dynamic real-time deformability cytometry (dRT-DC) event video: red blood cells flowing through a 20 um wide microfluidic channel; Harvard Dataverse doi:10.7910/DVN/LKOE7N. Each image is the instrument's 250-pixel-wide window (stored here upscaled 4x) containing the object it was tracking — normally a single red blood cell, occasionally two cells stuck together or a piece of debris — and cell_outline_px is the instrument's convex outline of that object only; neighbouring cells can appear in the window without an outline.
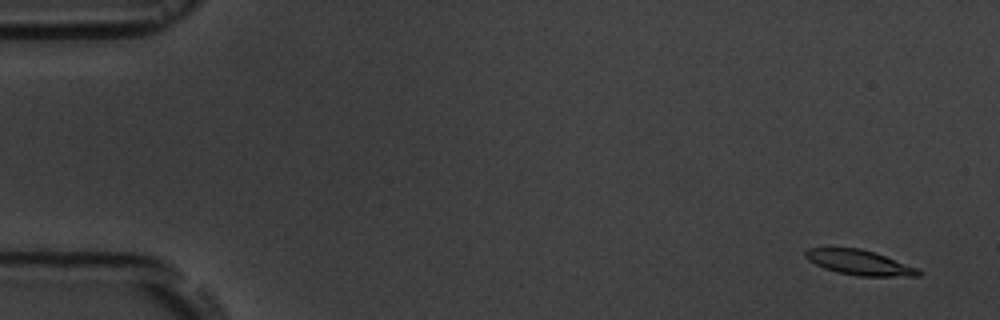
{"species": "common noctule bat (a hibernating species)", "species_latin": "Nyctalus noctula", "temperature_condition": "room temperature", "stored_images_in_passage": 5, "camera_frame_rate_fps": 3000, "um_per_image_px": 0.085, "animal": {"sex": "male", "body_mass_g": 19.5, "forearm_length_mm": 54.6}, "frame": {"image": 1, "passage_image": 1, "time_ms": 0.0, "image_size_px": [1000, 320], "cell_outline_px": [[924, 272], [920, 276], [860, 276], [836, 272], [824, 268], [808, 260], [804, 256], [804, 252], [808, 248], [860, 248], [884, 256], [916, 268]], "centroid_in_image_um": [73.02, 22.32], "position_along_channel_um": 12.0, "area_um2": 16.18}}
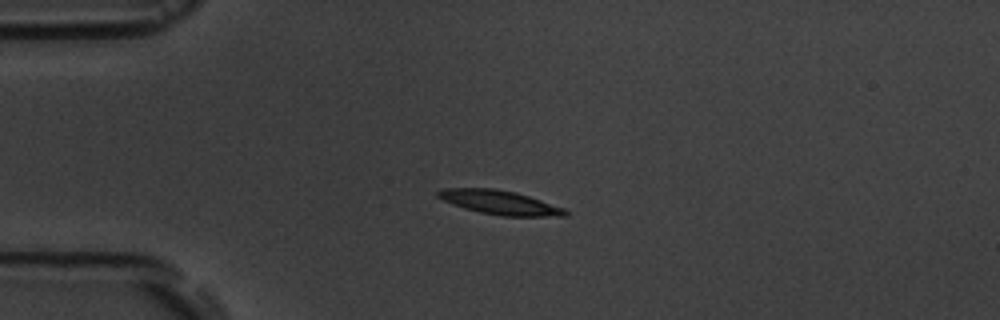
{"frame": {"image": 2, "passage_image": 4, "time_ms": 3.667, "image_size_px": [1000, 320], "cell_outline_px": [[568, 216], [500, 216], [480, 212], [464, 208], [452, 204], [436, 196], [436, 192], [444, 188], [496, 188], [516, 192], [564, 208], [568, 212]], "centroid_in_image_um": [42.46, 17.2], "position_along_channel_um": 42.5, "area_um2": 17.8}}